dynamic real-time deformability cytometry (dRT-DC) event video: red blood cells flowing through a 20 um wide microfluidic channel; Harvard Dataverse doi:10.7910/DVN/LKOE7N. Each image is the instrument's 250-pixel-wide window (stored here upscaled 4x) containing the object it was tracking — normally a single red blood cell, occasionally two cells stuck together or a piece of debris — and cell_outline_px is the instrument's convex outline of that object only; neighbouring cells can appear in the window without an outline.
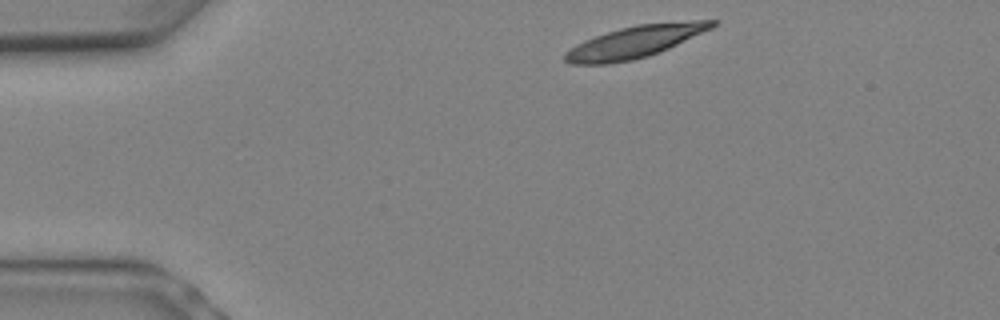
{"species": "Egyptian fruit bat (a non-hibernating species)", "species_latin": "Rousettus aegyptiacus", "temperature_condition": "warm", "stored_images_in_passage": 5, "camera_frame_rate_fps": 3000, "um_per_image_px": 0.085, "animal": {"sex": "female"}, "frame": {"image": 1, "passage_image": 1, "time_ms": 0.0, "image_size_px": [1000, 320], "cell_outline_px": [[720, 20], [712, 28], [668, 48], [648, 56], [632, 60], [608, 64], [572, 64], [564, 60], [564, 52], [576, 44], [584, 40], [620, 28], [636, 24], [696, 20]], "centroid_in_image_um": [53.95, 3.55], "position_along_channel_um": 31.0, "area_um2": 27.22}}
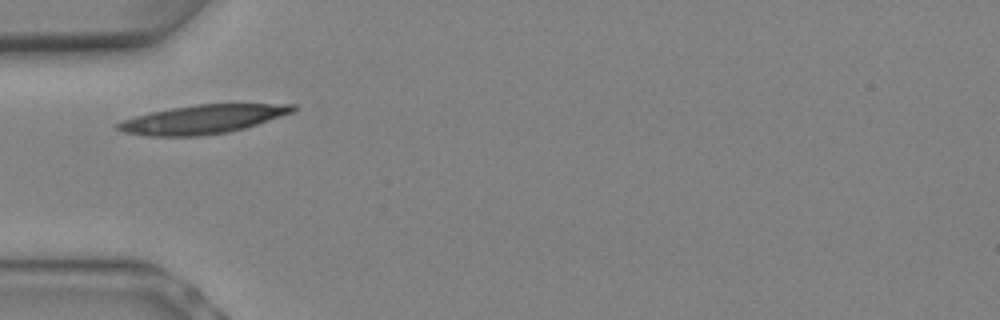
{"frame": {"image": 2, "passage_image": 4, "time_ms": 1.0, "image_size_px": [1000, 320], "cell_outline_px": [[296, 108], [292, 112], [244, 128], [228, 132], [200, 136], [144, 136], [124, 132], [116, 128], [116, 124], [124, 120], [148, 112], [196, 104], [296, 104]], "centroid_in_image_um": [17.19, 10.14], "position_along_channel_um": 67.8, "area_um2": 29.07}}